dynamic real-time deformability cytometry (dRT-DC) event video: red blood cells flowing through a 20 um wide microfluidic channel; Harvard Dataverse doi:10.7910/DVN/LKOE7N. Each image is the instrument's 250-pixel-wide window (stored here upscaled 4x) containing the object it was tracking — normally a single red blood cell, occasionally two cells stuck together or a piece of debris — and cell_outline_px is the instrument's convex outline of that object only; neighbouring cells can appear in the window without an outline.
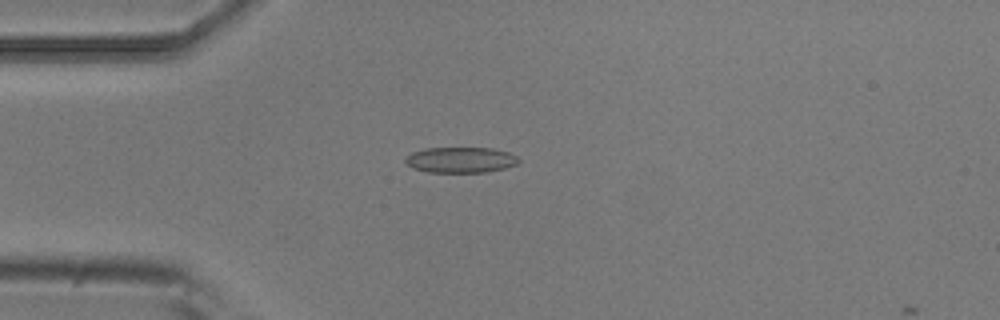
{"species": "common noctule bat (a hibernating species)", "species_latin": "Nyctalus noctula", "temperature_condition": "room temperature", "stored_images_in_passage": 5, "camera_frame_rate_fps": 3000, "um_per_image_px": 0.085, "animal": {"sex": "male", "body_mass_g": 20.5, "forearm_length_mm": 52.5}, "frame": {"image": 1, "passage_image": 4, "time_ms": 1.0, "image_size_px": [1000, 320], "cell_outline_px": [[520, 160], [516, 164], [504, 168], [488, 172], [428, 172], [412, 168], [404, 160], [412, 152], [424, 148], [492, 148], [508, 152], [516, 156]], "centroid_in_image_um": [39.15, 13.59], "position_along_channel_um": 45.9, "area_um2": 16.88}}